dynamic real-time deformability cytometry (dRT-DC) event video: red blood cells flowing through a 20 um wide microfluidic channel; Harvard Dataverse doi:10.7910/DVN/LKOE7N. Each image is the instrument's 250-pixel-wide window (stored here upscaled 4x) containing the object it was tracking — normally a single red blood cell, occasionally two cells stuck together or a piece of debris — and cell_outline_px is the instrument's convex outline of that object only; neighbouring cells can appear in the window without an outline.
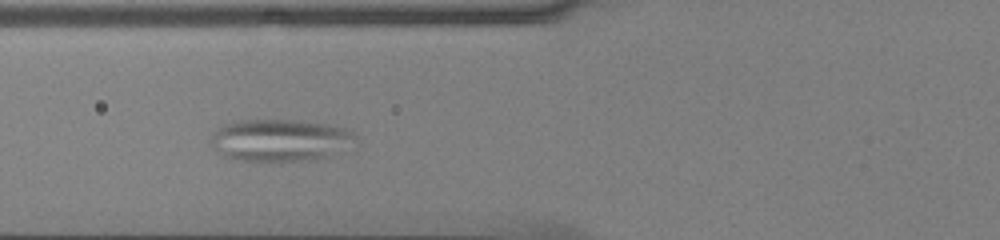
{"species": "common noctule bat (a hibernating species)", "species_latin": "Nyctalus noctula", "temperature_condition": "cold", "stored_images_in_passage": 38, "camera_frame_rate_fps": 3000, "um_per_image_px": 0.085, "animal": {"sex": "male", "body_mass_g": 13.0, "forearm_length_mm": 53.1}, "frame": {"image": 1, "passage_image": 7, "time_ms": 2.0, "image_size_px": [1000, 240], "cell_outline_px": [[356, 140], [324, 156], [308, 160], [236, 160], [224, 156], [212, 148], [212, 132], [216, 128], [224, 124], [240, 120], [292, 120], [328, 124], [352, 128], [356, 136]], "centroid_in_image_um": [23.75, 11.88], "position_along_channel_um": 102.1, "area_um2": 34.97}}
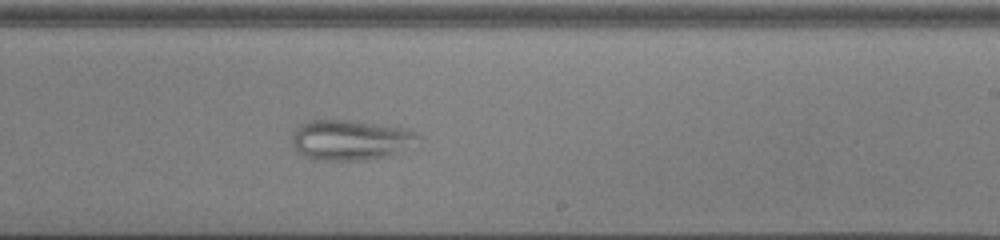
{"frame": {"image": 2, "passage_image": 19, "time_ms": 6.0, "image_size_px": [1000, 240], "cell_outline_px": [[424, 136], [420, 148], [388, 156], [364, 160], [320, 160], [304, 156], [296, 148], [292, 140], [292, 132], [300, 124], [308, 120], [352, 120], [408, 128], [420, 132]], "centroid_in_image_um": [30.01, 11.89], "position_along_channel_um": 259.0, "area_um2": 30.81}}
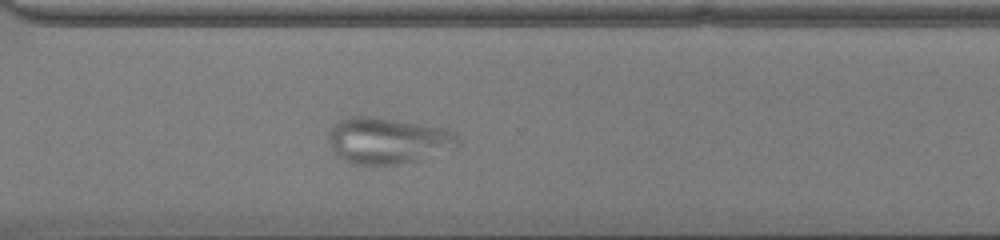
{"frame": {"image": 3, "passage_image": 25, "time_ms": 8.0, "image_size_px": [1000, 240], "cell_outline_px": [[460, 148], [416, 160], [396, 164], [348, 164], [336, 156], [328, 140], [328, 132], [340, 120], [348, 116], [368, 116], [448, 128], [456, 132], [460, 140]], "centroid_in_image_um": [33.0, 11.96], "position_along_channel_um": 337.6, "area_um2": 35.2}}